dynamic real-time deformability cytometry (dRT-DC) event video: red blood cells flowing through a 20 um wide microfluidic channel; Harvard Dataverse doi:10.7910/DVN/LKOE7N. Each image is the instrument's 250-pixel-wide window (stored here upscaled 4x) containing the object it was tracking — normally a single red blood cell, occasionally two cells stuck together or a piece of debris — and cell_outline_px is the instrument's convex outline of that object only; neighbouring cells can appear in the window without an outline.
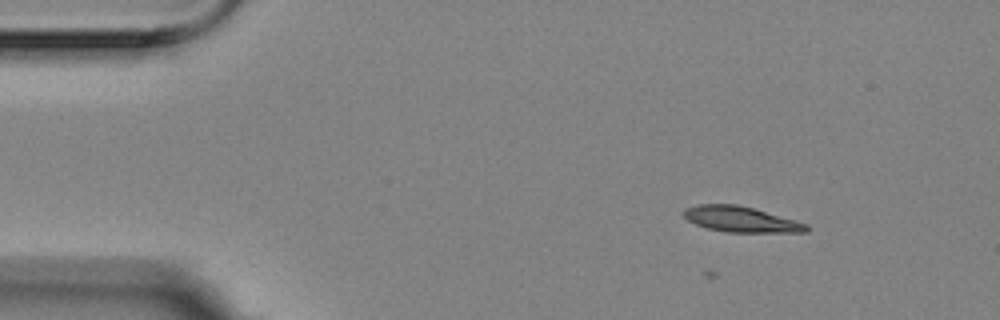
{"species": "Egyptian fruit bat (a non-hibernating species)", "species_latin": "Rousettus aegyptiacus", "temperature_condition": "room temperature", "stored_images_in_passage": 2, "camera_frame_rate_fps": 3000, "um_per_image_px": 0.085, "animal": {"sex": "female"}, "frame": {"image": 1, "passage_image": 2, "time_ms": 0.333, "image_size_px": [1000, 320], "cell_outline_px": [[812, 228], [808, 232], [728, 232], [708, 228], [696, 224], [688, 220], [680, 212], [684, 208], [696, 204], [736, 204], [752, 208], [796, 220], [808, 224]], "centroid_in_image_um": [62.98, 18.64], "position_along_channel_um": 22.0, "area_um2": 18.38}}